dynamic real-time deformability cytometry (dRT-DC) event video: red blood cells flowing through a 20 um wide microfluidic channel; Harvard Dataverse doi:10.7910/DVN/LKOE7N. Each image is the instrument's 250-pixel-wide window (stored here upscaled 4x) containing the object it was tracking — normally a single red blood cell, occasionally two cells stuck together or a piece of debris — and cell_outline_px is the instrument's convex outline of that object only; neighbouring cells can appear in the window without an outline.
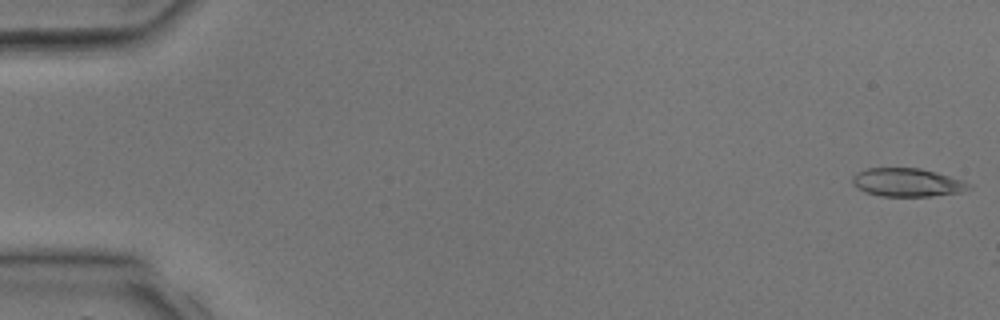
{"species": "common noctule bat (a hibernating species)", "species_latin": "Nyctalus noctula", "temperature_condition": "room temperature", "stored_images_in_passage": 4, "camera_frame_rate_fps": 3000, "um_per_image_px": 0.085, "animal": {"sex": "male", "body_mass_g": 17.9, "forearm_length_mm": 54.2}, "frame": {"image": 1, "passage_image": 1, "time_ms": 0.0, "image_size_px": [1000, 320], "cell_outline_px": [[972, 188], [960, 192], [932, 196], [880, 196], [864, 192], [856, 188], [852, 184], [852, 176], [856, 172], [868, 168], [920, 168], [936, 172], [964, 180], [972, 184]], "centroid_in_image_um": [77.1, 15.51], "position_along_channel_um": 7.9, "area_um2": 19.48}}